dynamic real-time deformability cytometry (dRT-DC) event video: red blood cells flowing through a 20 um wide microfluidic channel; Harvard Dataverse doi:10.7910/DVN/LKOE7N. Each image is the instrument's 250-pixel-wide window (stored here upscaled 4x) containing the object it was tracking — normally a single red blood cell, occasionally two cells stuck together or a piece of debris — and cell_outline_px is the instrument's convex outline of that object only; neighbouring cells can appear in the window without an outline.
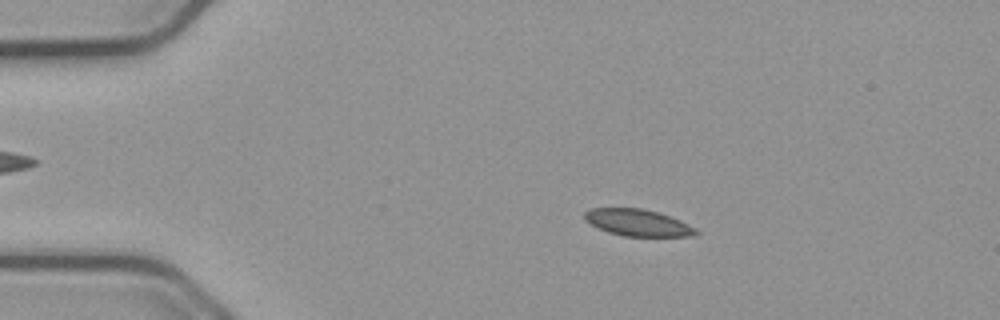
{"species": "common noctule bat (a hibernating species)", "species_latin": "Nyctalus noctula", "temperature_condition": "cold", "stored_images_in_passage": 17, "camera_frame_rate_fps": 3000, "um_per_image_px": 0.085, "animal": {"sex": "male", "body_mass_g": 23.1, "forearm_length_mm": 52.7}, "frame": {"image": 1, "passage_image": 10, "time_ms": 3.0, "image_size_px": [1000, 320], "cell_outline_px": [[700, 232], [692, 236], [624, 236], [608, 232], [584, 220], [584, 212], [592, 208], [644, 208], [680, 220], [696, 228]], "centroid_in_image_um": [54.21, 18.92], "position_along_channel_um": 30.8, "area_um2": 17.22}}